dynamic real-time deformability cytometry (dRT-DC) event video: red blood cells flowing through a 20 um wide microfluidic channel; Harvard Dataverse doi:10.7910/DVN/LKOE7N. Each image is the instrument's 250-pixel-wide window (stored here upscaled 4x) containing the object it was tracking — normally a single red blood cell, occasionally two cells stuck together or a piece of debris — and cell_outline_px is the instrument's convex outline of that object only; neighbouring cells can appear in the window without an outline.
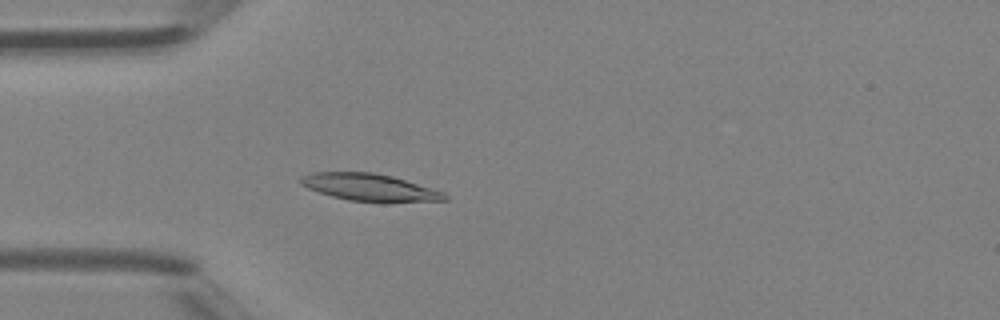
{"species": "Egyptian fruit bat (a non-hibernating species)", "species_latin": "Rousettus aegyptiacus", "temperature_condition": "room temperature", "stored_images_in_passage": 44, "camera_frame_rate_fps": 3000, "um_per_image_px": 0.085, "animal": {"sex": "female"}, "frame": {"image": 1, "passage_image": 11, "time_ms": 3.333, "image_size_px": [1000, 320], "cell_outline_px": [[448, 200], [384, 204], [348, 200], [332, 196], [308, 188], [300, 184], [300, 176], [312, 172], [372, 172], [392, 176], [444, 192], [448, 196]], "centroid_in_image_um": [31.46, 15.96], "position_along_channel_um": 53.5, "area_um2": 23.35}}
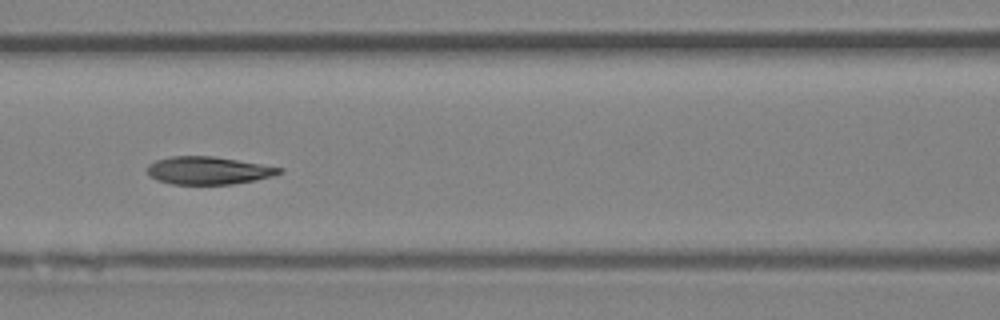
{"frame": {"image": 2, "passage_image": 18, "time_ms": 5.667, "image_size_px": [1000, 320], "cell_outline_px": [[284, 172], [272, 176], [256, 180], [232, 184], [172, 184], [156, 180], [148, 176], [148, 164], [156, 160], [172, 156], [212, 156], [284, 168]], "centroid_in_image_um": [17.7, 14.5], "position_along_channel_um": 148.9, "area_um2": 21.33}}
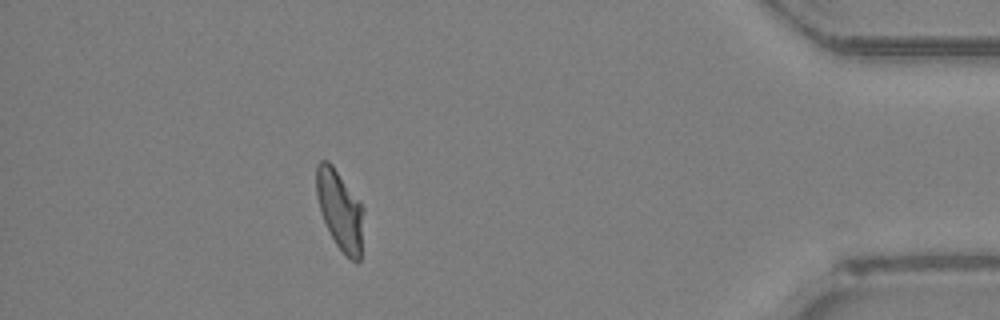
{"frame": {"image": 3, "passage_image": 39, "time_ms": 12.667, "image_size_px": [1000, 320], "cell_outline_px": [[364, 208], [360, 260], [356, 264], [336, 244], [320, 212], [316, 196], [316, 164], [320, 160], [328, 160], [332, 164]], "centroid_in_image_um": [28.88, 17.82], "position_along_channel_um": 406.3, "area_um2": 21.68}, "authors_computed_cell_mechanics": {"area_um2": 22.0796, "velocity_mm_per_s": 4.4107, "shape_relaxation_time_tau1_ms": 6.3702, "shape_relaxation_time_tau2_ms": 1.5539, "deformation_change_tau1": 0.1922, "deformation_change_tau2": 0.0589}}